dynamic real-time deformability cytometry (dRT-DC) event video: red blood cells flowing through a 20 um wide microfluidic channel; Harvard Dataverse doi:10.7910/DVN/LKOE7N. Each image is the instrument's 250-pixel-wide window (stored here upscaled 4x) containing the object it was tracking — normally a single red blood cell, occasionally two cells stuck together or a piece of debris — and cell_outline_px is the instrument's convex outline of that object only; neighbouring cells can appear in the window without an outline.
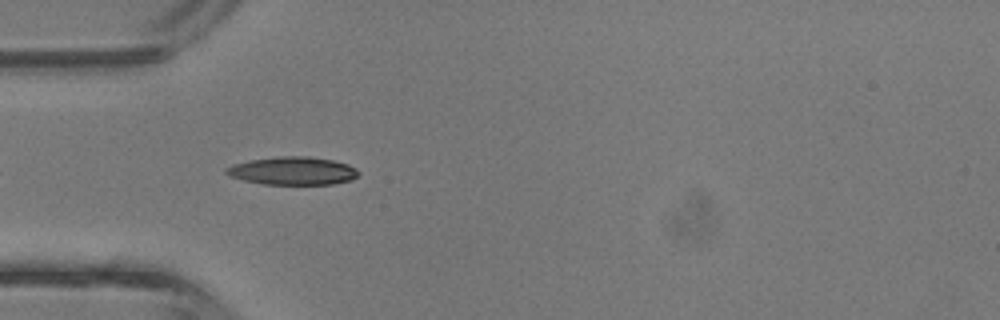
{"species": "common noctule bat (a hibernating species)", "species_latin": "Nyctalus noctula", "temperature_condition": "room temperature", "stored_images_in_passage": 31, "camera_frame_rate_fps": 3000, "um_per_image_px": 0.085, "animal": {"sex": "male", "body_mass_g": 13.3}, "frame": {"image": 1, "passage_image": 2, "time_ms": 0.333, "image_size_px": [1000, 320], "cell_outline_px": [[360, 172], [352, 180], [332, 184], [264, 184], [244, 180], [228, 176], [224, 172], [224, 168], [232, 164], [252, 160], [276, 156], [308, 156], [332, 160], [348, 164], [356, 168]], "centroid_in_image_um": [24.86, 14.52], "position_along_channel_um": 60.1, "area_um2": 21.68}}
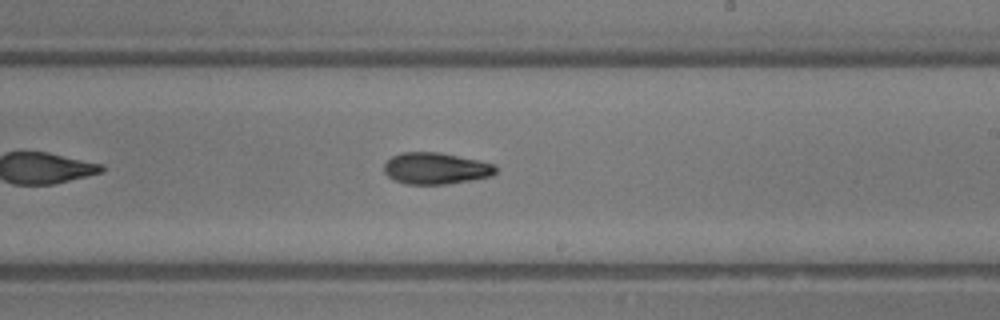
{"frame": {"image": 2, "passage_image": 14, "time_ms": 4.333, "image_size_px": [1000, 320], "cell_outline_px": [[496, 172], [492, 176], [444, 184], [404, 184], [392, 180], [384, 172], [384, 164], [392, 156], [400, 152], [440, 152], [480, 160], [496, 164]], "centroid_in_image_um": [37.03, 14.3], "position_along_channel_um": 252.0, "area_um2": 20.69}}
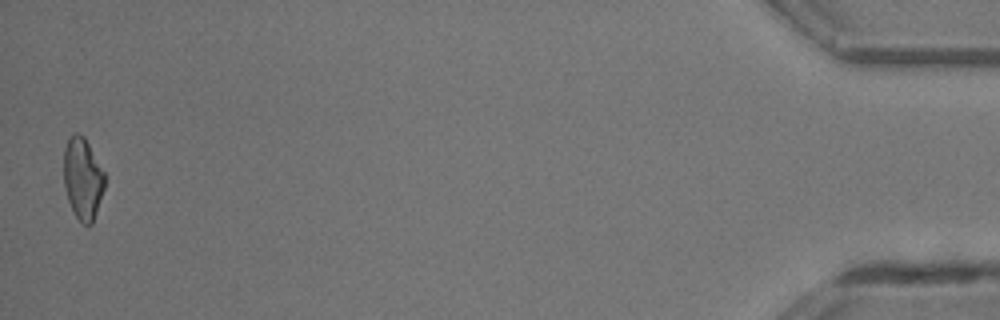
{"frame": {"image": 3, "passage_image": 31, "time_ms": 10.0, "image_size_px": [1000, 320], "cell_outline_px": [[104, 188], [92, 224], [84, 224], [76, 216], [68, 200], [64, 184], [64, 148], [68, 140], [76, 132], [80, 132], [84, 136], [104, 172]], "centroid_in_image_um": [7.02, 15.15], "position_along_channel_um": 428.2, "area_um2": 19.13}, "authors_computed_cell_mechanics": {"area_um2": 20.1722, "velocity_mm_per_s": 4.8538, "shape_relaxation_time_tau1_ms": 4.1205, "shape_relaxation_time_tau2_ms": null, "deformation_change_tau1": 0.1401, "deformation_change_tau2": null}}